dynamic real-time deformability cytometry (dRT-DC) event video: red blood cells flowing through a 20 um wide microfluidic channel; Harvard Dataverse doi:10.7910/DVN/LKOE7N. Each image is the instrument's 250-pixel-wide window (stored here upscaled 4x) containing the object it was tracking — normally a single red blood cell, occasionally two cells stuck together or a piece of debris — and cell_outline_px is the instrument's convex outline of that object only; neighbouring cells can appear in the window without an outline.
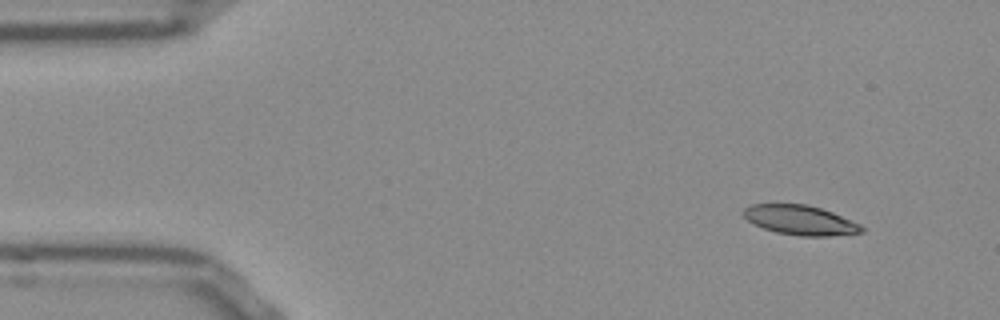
{"species": "Egyptian fruit bat (a non-hibernating species)", "species_latin": "Rousettus aegyptiacus", "temperature_condition": "room temperature", "stored_images_in_passage": 48, "camera_frame_rate_fps": 3000, "um_per_image_px": 0.085, "frame": {"image": 1, "passage_image": 1, "time_ms": 0.0, "image_size_px": [1000, 320], "cell_outline_px": [[864, 232], [832, 236], [800, 236], [776, 232], [764, 228], [748, 220], [744, 216], [744, 208], [752, 204], [808, 204], [832, 212], [860, 224], [864, 228]], "centroid_in_image_um": [68.05, 18.71], "position_along_channel_um": 16.9, "area_um2": 20.23}}
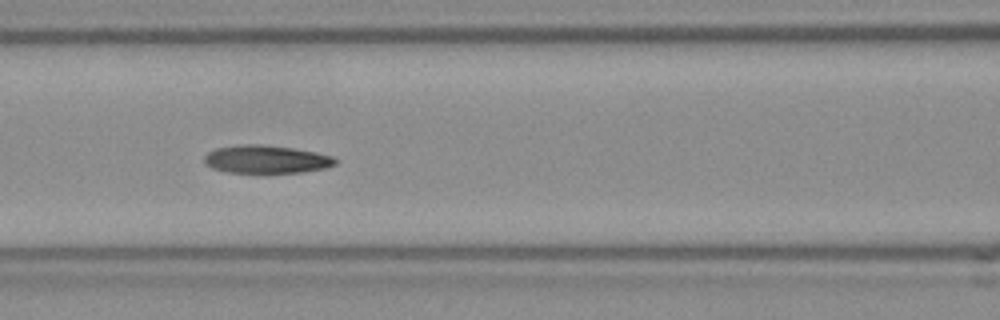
{"frame": {"image": 2, "passage_image": 18, "time_ms": 5.667, "image_size_px": [1000, 320], "cell_outline_px": [[336, 164], [328, 168], [304, 172], [268, 176], [256, 176], [224, 172], [212, 168], [204, 160], [204, 156], [208, 152], [216, 148], [244, 144], [264, 144], [292, 148], [316, 152], [332, 156], [336, 160]], "centroid_in_image_um": [22.64, 13.61], "position_along_channel_um": 144.0, "area_um2": 22.66}}
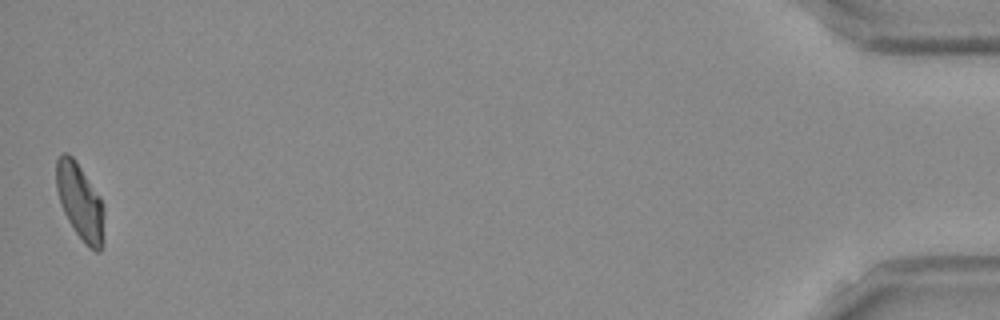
{"frame": {"image": 3, "passage_image": 48, "time_ms": 15.667, "image_size_px": [1000, 320], "cell_outline_px": [[104, 244], [100, 252], [96, 252], [84, 244], [68, 220], [60, 204], [56, 188], [56, 160], [64, 152], [68, 152], [76, 160], [100, 196], [104, 208]], "centroid_in_image_um": [6.83, 17.17], "position_along_channel_um": 428.4, "area_um2": 21.56}, "authors_computed_cell_mechanics": {"area_um2": 21.4727, "velocity_mm_per_s": 3.8351, "shape_relaxation_time_tau1_ms": null, "shape_relaxation_time_tau2_ms": 3.8238, "deformation_change_tau1": null, "deformation_change_tau2": 0.1104}}